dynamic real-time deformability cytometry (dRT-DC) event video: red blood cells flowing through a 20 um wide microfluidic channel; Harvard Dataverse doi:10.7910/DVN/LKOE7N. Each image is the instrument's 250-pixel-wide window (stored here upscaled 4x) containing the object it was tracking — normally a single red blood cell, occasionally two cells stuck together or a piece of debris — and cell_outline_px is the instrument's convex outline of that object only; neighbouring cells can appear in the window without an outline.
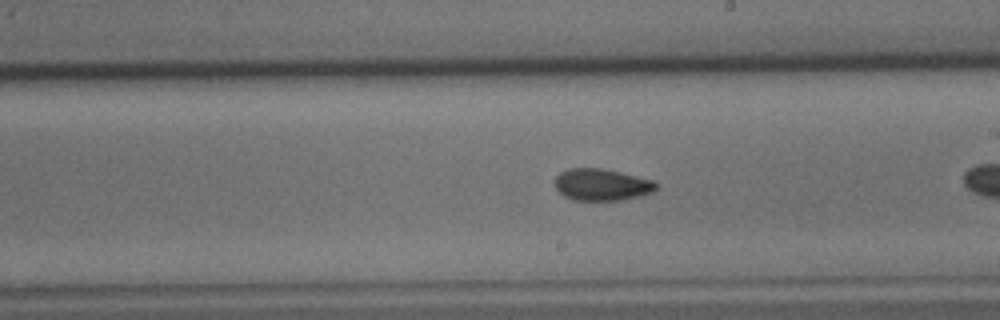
{"species": "common noctule bat (a hibernating species)", "species_latin": "Nyctalus noctula", "temperature_condition": "cold", "stored_images_in_passage": 29, "camera_frame_rate_fps": 3000, "um_per_image_px": 0.085, "animal": {"sex": "male", "body_mass_g": 15.6}, "frame": {"image": 1, "passage_image": 17, "time_ms": 5.333, "image_size_px": [1000, 320], "cell_outline_px": [[660, 188], [652, 192], [640, 196], [620, 200], [572, 200], [564, 196], [556, 188], [556, 176], [560, 172], [568, 168], [600, 168], [620, 172], [656, 180], [660, 184]], "centroid_in_image_um": [51.21, 15.69], "position_along_channel_um": 237.8, "area_um2": 19.02}}